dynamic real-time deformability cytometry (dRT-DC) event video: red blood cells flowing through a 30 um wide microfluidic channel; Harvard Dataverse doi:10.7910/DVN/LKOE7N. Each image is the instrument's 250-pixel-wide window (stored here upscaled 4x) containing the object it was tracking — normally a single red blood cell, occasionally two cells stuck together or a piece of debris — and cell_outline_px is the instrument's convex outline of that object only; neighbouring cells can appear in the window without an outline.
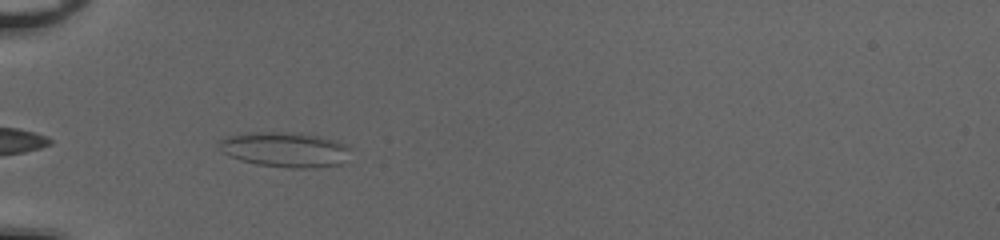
{"species": "common noctule bat (a hibernating species)", "species_latin": "Nyctalus noctula", "temperature_condition": "cold", "stored_images_in_passage": 35, "camera_frame_rate_fps": 3000, "um_per_image_px": 0.085, "animal": {"sex": "female", "body_mass_g": 20.0, "forearm_length_mm": 54.0}, "frame": {"image": 1, "passage_image": 3, "time_ms": 0.667, "image_size_px": [1000, 240], "cell_outline_px": [[352, 148], [340, 164], [308, 168], [292, 168], [256, 164], [240, 160], [228, 156], [220, 152], [216, 148], [216, 144], [220, 140], [228, 136], [252, 132], [276, 132], [316, 136], [336, 140]], "centroid_in_image_um": [24.13, 12.72], "position_along_channel_um": 60.9, "area_um2": 26.65}}
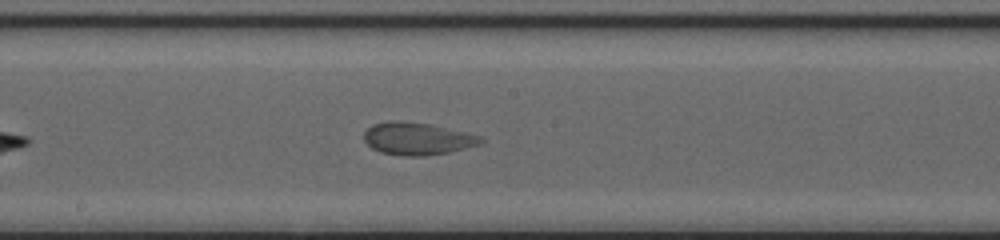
{"frame": {"image": 2, "passage_image": 15, "time_ms": 4.667, "image_size_px": [1000, 240], "cell_outline_px": [[484, 140], [480, 144], [448, 152], [424, 156], [404, 156], [380, 152], [372, 148], [364, 140], [364, 132], [372, 124], [388, 120], [400, 120], [432, 124], [480, 136]], "centroid_in_image_um": [35.43, 11.77], "position_along_channel_um": 212.8, "area_um2": 22.08}}
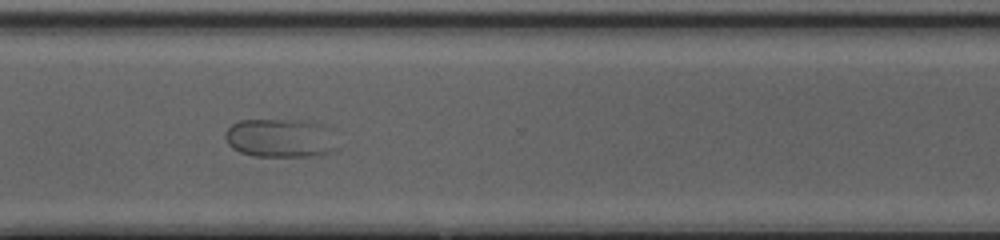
{"frame": {"image": 3, "passage_image": 25, "time_ms": 8.0, "image_size_px": [1000, 240], "cell_outline_px": [[340, 148], [328, 152], [312, 156], [256, 156], [240, 152], [232, 148], [228, 144], [224, 136], [224, 132], [232, 124], [240, 120], [308, 120], [320, 124]], "centroid_in_image_um": [23.76, 11.74], "position_along_channel_um": 346.8, "area_um2": 25.03}}